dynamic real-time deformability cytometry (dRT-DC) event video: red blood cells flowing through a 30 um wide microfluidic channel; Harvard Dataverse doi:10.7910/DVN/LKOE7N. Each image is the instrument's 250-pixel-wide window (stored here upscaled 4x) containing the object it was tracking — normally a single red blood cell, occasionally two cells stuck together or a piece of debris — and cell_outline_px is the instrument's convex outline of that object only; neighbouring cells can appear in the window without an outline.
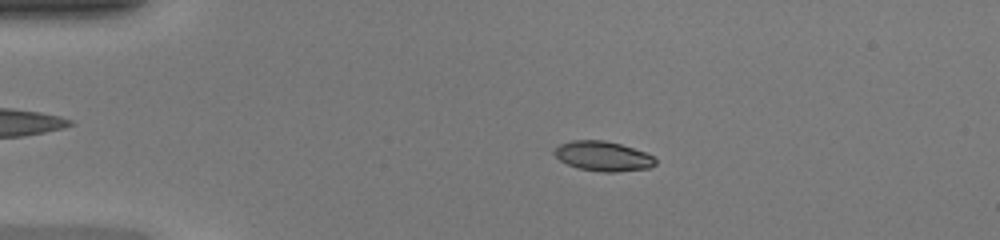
{"species": "common noctule bat (a hibernating species)", "species_latin": "Nyctalus noctula", "temperature_condition": "warm", "stored_images_in_passage": 48, "camera_frame_rate_fps": 3000, "um_per_image_px": 0.085, "animal": {"sex": "female", "body_mass_g": 20.0, "forearm_length_mm": 54.0}, "frame": {"image": 1, "passage_image": 10, "time_ms": 3.0, "image_size_px": [1000, 240], "cell_outline_px": [[656, 164], [648, 168], [616, 172], [604, 172], [576, 168], [560, 160], [552, 152], [560, 144], [572, 140], [604, 140], [620, 144], [644, 152], [652, 156], [656, 160]], "centroid_in_image_um": [51.23, 13.28], "position_along_channel_um": 33.8, "area_um2": 17.4}}
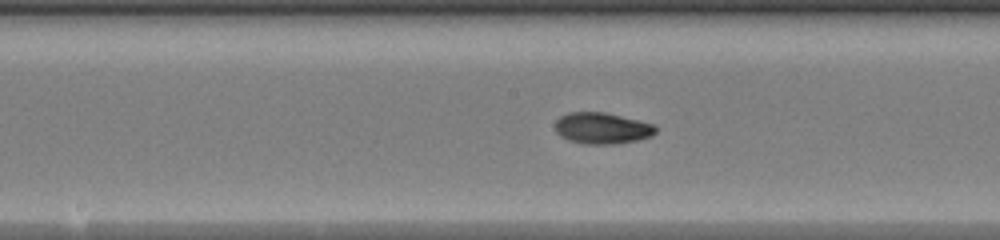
{"frame": {"image": 2, "passage_image": 25, "time_ms": 8.0, "image_size_px": [1000, 240], "cell_outline_px": [[656, 132], [652, 136], [636, 140], [612, 144], [584, 144], [568, 140], [560, 136], [556, 132], [556, 120], [560, 116], [568, 112], [604, 112], [652, 124], [656, 128]], "centroid_in_image_um": [51.13, 10.9], "position_along_channel_um": 197.1, "area_um2": 18.15}}
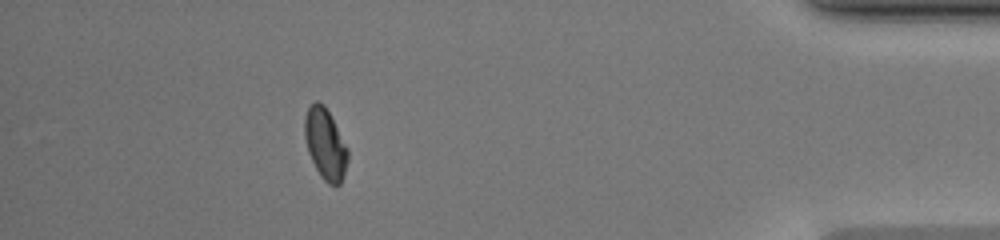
{"frame": {"image": 3, "passage_image": 43, "time_ms": 14.0, "image_size_px": [1000, 240], "cell_outline_px": [[348, 160], [344, 176], [340, 184], [336, 188], [328, 184], [320, 176], [308, 152], [304, 136], [304, 116], [308, 108], [316, 100], [324, 104], [348, 148]], "centroid_in_image_um": [27.65, 12.27], "position_along_channel_um": 407.5, "area_um2": 17.98}, "authors_computed_cell_mechanics": {"area_um2": 17.6001, "velocity_mm_per_s": 4.3221, "shape_relaxation_time_tau1_ms": 2.3111, "shape_relaxation_time_tau2_ms": 1.7912, "deformation_change_tau1": 0.1464, "deformation_change_tau2": 0.0559}}